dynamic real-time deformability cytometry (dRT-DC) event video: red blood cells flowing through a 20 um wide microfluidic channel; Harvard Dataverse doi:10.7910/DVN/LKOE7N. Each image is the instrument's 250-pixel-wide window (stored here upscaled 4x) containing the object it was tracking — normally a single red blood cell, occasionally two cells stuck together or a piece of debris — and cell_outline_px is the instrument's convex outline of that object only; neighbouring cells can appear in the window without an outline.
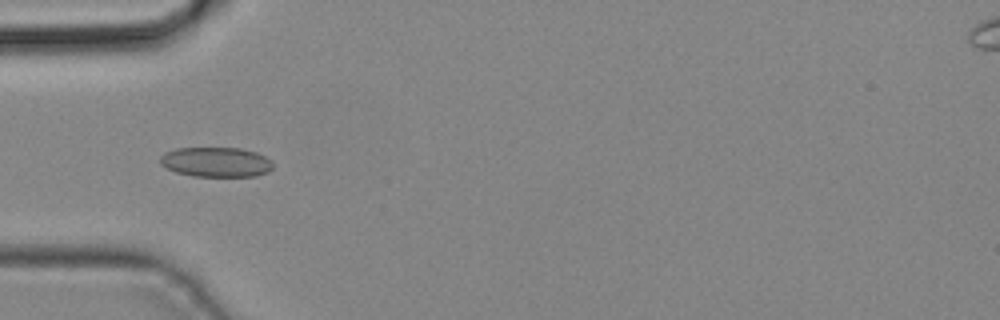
{"species": "common noctule bat (a hibernating species)", "species_latin": "Nyctalus noctula", "temperature_condition": "cold", "stored_images_in_passage": 6, "camera_frame_rate_fps": 3000, "um_per_image_px": 0.085, "animal": {"sex": "male", "body_mass_g": 19.2, "forearm_length_mm": 51.8}, "frame": {"image": 1, "passage_image": 2, "time_ms": 0.333, "image_size_px": [1000, 320], "cell_outline_px": [[272, 168], [268, 172], [256, 176], [192, 176], [176, 172], [160, 164], [160, 156], [164, 152], [176, 148], [240, 148], [256, 152], [272, 160]], "centroid_in_image_um": [18.36, 13.77], "position_along_channel_um": 66.6, "area_um2": 19.65}}